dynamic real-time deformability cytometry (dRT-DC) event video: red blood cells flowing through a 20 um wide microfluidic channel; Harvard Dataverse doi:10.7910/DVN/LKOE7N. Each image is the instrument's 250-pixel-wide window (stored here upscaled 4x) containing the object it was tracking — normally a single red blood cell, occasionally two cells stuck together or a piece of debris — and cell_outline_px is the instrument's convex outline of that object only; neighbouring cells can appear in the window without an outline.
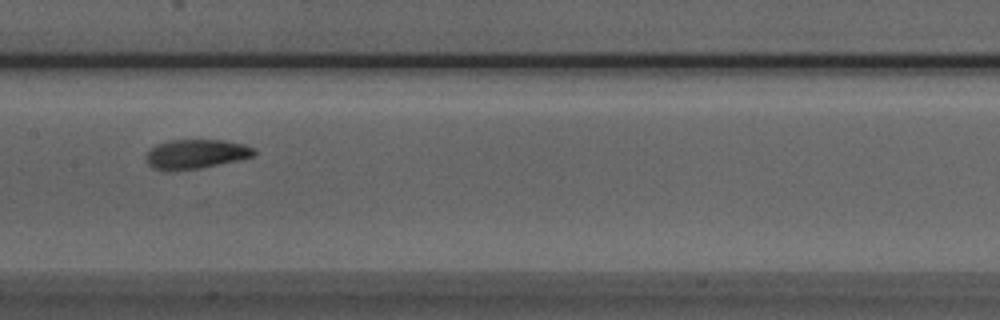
{"species": "Egyptian fruit bat (a non-hibernating species)", "species_latin": "Rousettus aegyptiacus", "temperature_condition": "room temperature", "stored_images_in_passage": 7, "camera_frame_rate_fps": 3000, "um_per_image_px": 0.085, "animal": {"sex": "male"}, "frame": {"image": 1, "passage_image": 5, "time_ms": 1.333, "image_size_px": [1000, 320], "cell_outline_px": [[256, 152], [252, 156], [236, 160], [200, 168], [168, 172], [164, 172], [152, 168], [148, 164], [148, 152], [156, 144], [172, 140], [224, 140], [244, 144], [256, 148]], "centroid_in_image_um": [16.64, 13.1], "position_along_channel_um": 190.8, "area_um2": 18.44}}
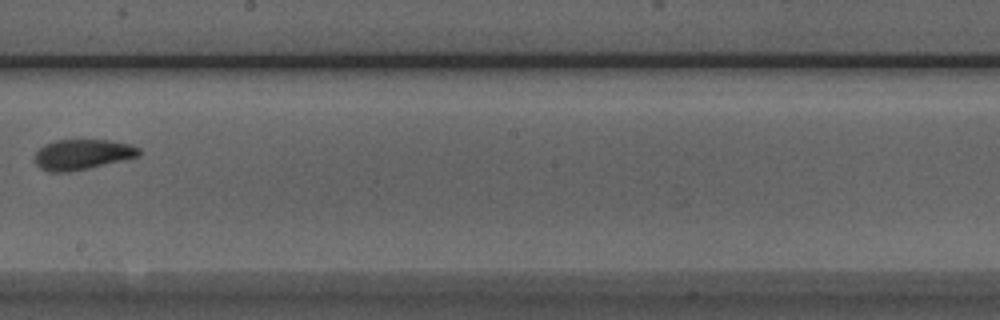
{"frame": {"image": 2, "passage_image": 6, "time_ms": 1.667, "image_size_px": [1000, 320], "cell_outline_px": [[140, 156], [88, 168], [68, 172], [48, 172], [40, 168], [36, 164], [36, 152], [44, 144], [56, 140], [108, 140], [132, 144], [140, 148]], "centroid_in_image_um": [7.01, 13.12], "position_along_channel_um": 241.2, "area_um2": 18.38}}
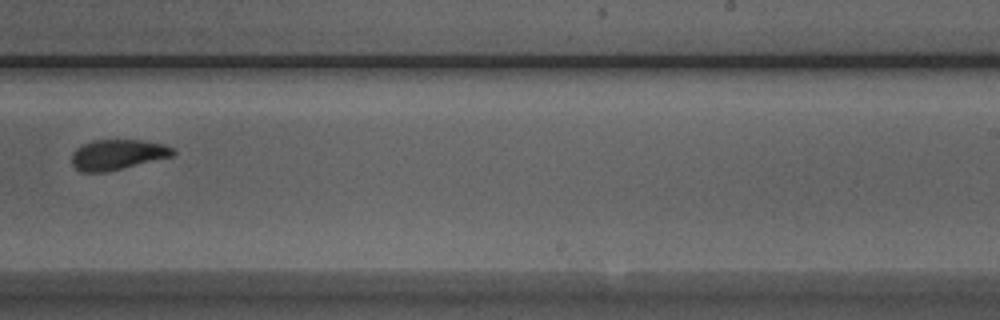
{"frame": {"image": 3, "passage_image": 7, "time_ms": 2.0, "image_size_px": [1000, 320], "cell_outline_px": [[176, 156], [108, 172], [80, 172], [72, 164], [72, 152], [80, 144], [92, 140], [140, 140], [164, 144], [172, 148], [176, 152]], "centroid_in_image_um": [10.0, 13.15], "position_along_channel_um": 279.0, "area_um2": 18.26}}